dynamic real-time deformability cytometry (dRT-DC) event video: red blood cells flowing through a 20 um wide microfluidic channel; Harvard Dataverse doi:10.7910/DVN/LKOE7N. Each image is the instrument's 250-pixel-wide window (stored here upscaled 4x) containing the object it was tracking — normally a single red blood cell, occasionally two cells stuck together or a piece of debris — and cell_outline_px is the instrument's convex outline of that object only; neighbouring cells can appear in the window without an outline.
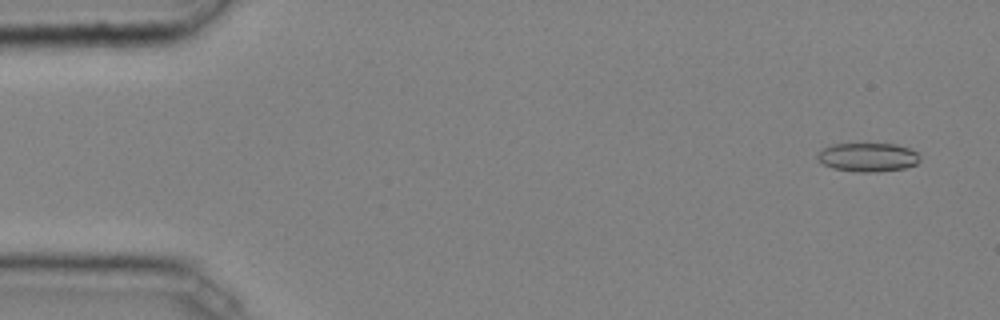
{"species": "common noctule bat (a hibernating species)", "species_latin": "Nyctalus noctula", "temperature_condition": "cold", "stored_images_in_passage": 47, "camera_frame_rate_fps": 3000, "um_per_image_px": 0.085, "animal": {"sex": "male", "body_mass_g": 20.4}, "frame": {"image": 1, "passage_image": 3, "time_ms": 0.667, "image_size_px": [1000, 320], "cell_outline_px": [[920, 160], [916, 164], [904, 168], [876, 172], [856, 172], [832, 168], [824, 164], [816, 156], [824, 148], [832, 144], [896, 144], [908, 148], [916, 152], [920, 156]], "centroid_in_image_um": [73.78, 13.37], "position_along_channel_um": 11.2, "area_um2": 17.05}}
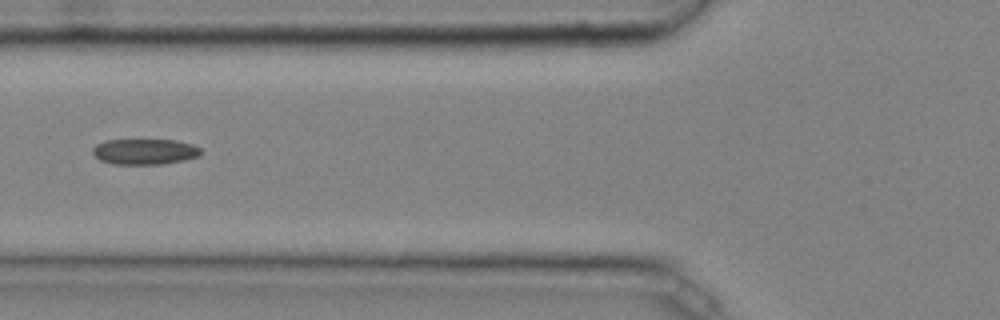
{"frame": {"image": 2, "passage_image": 19, "time_ms": 6.0, "image_size_px": [1000, 320], "cell_outline_px": [[200, 156], [184, 160], [160, 164], [112, 164], [100, 160], [92, 152], [92, 148], [96, 144], [104, 140], [176, 140], [192, 144], [200, 148]], "centroid_in_image_um": [12.28, 12.88], "position_along_channel_um": 113.5, "area_um2": 16.18}}
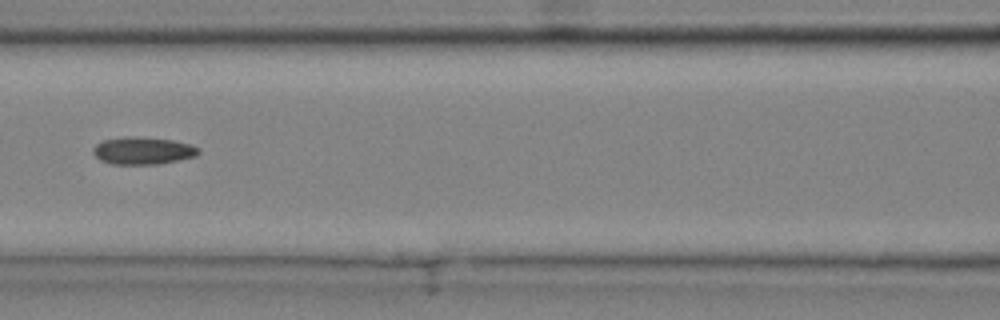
{"frame": {"image": 3, "passage_image": 22, "time_ms": 7.0, "image_size_px": [1000, 320], "cell_outline_px": [[200, 152], [196, 156], [156, 164], [112, 164], [100, 160], [92, 152], [92, 148], [96, 144], [104, 140], [124, 136], [136, 136], [172, 140], [188, 144], [200, 148]], "centroid_in_image_um": [12.11, 12.8], "position_along_channel_um": 154.5, "area_um2": 16.76}, "authors_computed_cell_mechanics": {"area_um2": 16.2996, "velocity_mm_per_s": 4.0712, "shape_relaxation_time_tau1_ms": 5.6971, "shape_relaxation_time_tau2_ms": 7.4337, "deformation_change_tau1": 0.1102, "deformation_change_tau2": 0.1579}}